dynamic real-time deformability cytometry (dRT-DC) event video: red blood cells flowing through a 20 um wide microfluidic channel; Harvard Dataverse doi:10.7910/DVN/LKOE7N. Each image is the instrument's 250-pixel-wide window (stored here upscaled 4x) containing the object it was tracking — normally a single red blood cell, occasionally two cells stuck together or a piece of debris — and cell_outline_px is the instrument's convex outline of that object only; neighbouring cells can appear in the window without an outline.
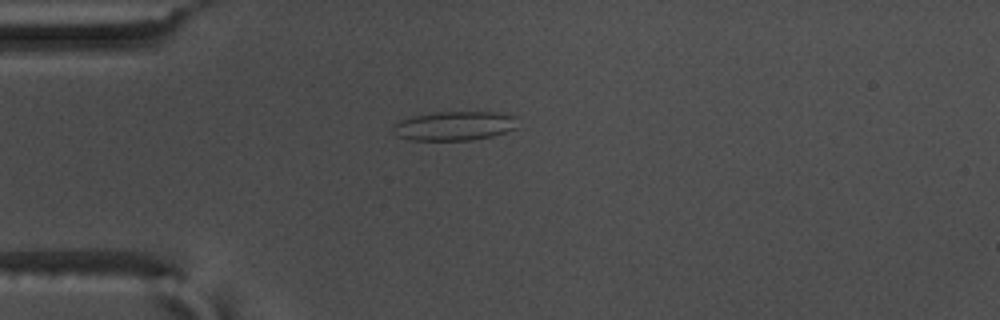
{"species": "common noctule bat (a hibernating species)", "species_latin": "Nyctalus noctula", "temperature_condition": "warm", "stored_images_in_passage": 42, "camera_frame_rate_fps": 3000, "um_per_image_px": 0.085, "animal": {"sex": "male", "body_mass_g": 17.5, "forearm_length_mm": 52.3}, "frame": {"image": 1, "passage_image": 2, "time_ms": 0.333, "image_size_px": [1000, 320], "cell_outline_px": [[520, 128], [492, 136], [472, 140], [408, 140], [396, 136], [392, 132], [392, 128], [400, 120], [416, 116], [436, 112], [496, 112], [516, 116]], "centroid_in_image_um": [38.68, 10.71], "position_along_channel_um": 46.3, "area_um2": 21.39}}
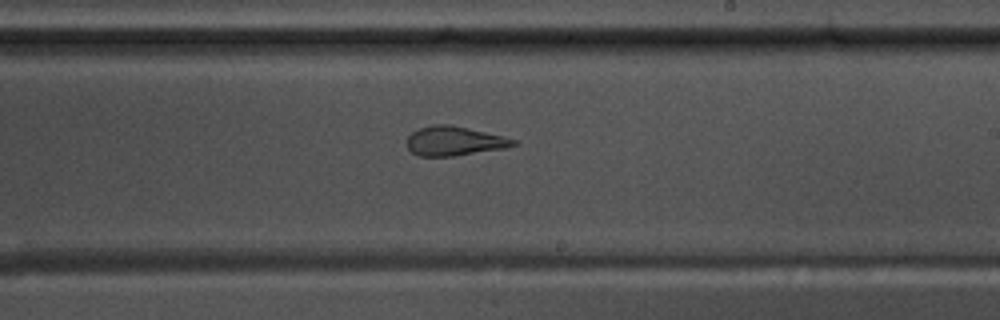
{"frame": {"image": 2, "passage_image": 20, "time_ms": 6.333, "image_size_px": [1000, 320], "cell_outline_px": [[520, 144], [504, 148], [456, 156], [420, 156], [412, 152], [408, 148], [408, 136], [412, 132], [420, 128], [432, 124], [448, 124], [468, 128], [516, 140]], "centroid_in_image_um": [38.61, 11.99], "position_along_channel_um": 250.4, "area_um2": 17.98}}
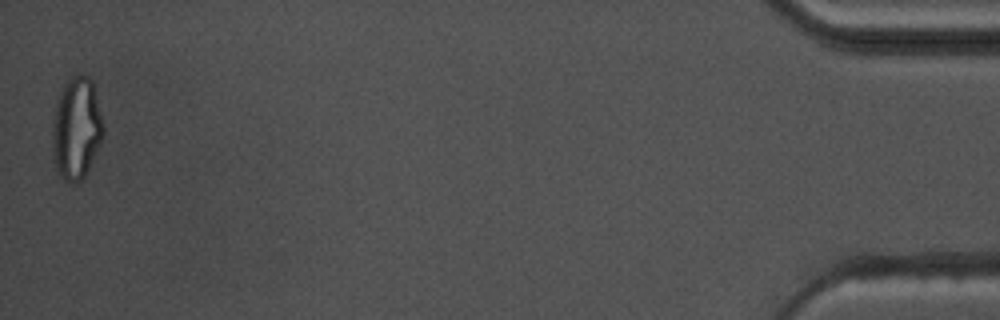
{"frame": {"image": 3, "passage_image": 42, "time_ms": 13.667, "image_size_px": [1000, 320], "cell_outline_px": [[104, 136], [84, 176], [80, 180], [64, 180], [60, 176], [56, 168], [52, 152], [52, 120], [56, 104], [64, 84], [72, 76], [88, 76], [92, 80], [104, 128]], "centroid_in_image_um": [6.48, 10.9], "position_along_channel_um": 428.7, "area_um2": 29.88}, "authors_computed_cell_mechanics": {"area_um2": 19.652, "velocity_mm_per_s": 3.7062, "shape_relaxation_time_tau1_ms": null, "shape_relaxation_time_tau2_ms": 1.3482, "deformation_change_tau1": null, "deformation_change_tau2": 0.096}}